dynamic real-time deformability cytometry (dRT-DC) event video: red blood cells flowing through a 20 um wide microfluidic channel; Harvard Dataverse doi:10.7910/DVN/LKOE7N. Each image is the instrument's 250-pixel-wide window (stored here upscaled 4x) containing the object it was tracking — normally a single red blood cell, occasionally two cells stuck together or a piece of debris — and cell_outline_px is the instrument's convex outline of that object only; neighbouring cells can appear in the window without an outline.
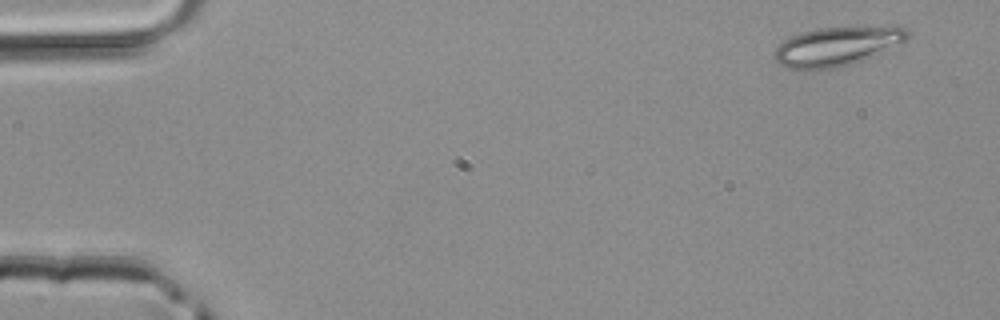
{"species": "common noctule bat (a hibernating species)", "species_latin": "Nyctalus noctula", "temperature_condition": "room temperature", "stored_images_in_passage": 4, "camera_frame_rate_fps": 3000, "um_per_image_px": 0.085, "animal": {"sex": "male", "body_mass_g": 20.4}, "frame": {"image": 1, "passage_image": 1, "time_ms": 0.0, "image_size_px": [1000, 320], "cell_outline_px": [[908, 36], [904, 40], [872, 56], [852, 64], [836, 68], [804, 72], [784, 68], [772, 56], [776, 48], [784, 40], [792, 36], [804, 32], [820, 28], [892, 24], [896, 24], [904, 28], [908, 32]], "centroid_in_image_um": [71.1, 3.94], "position_along_channel_um": 13.9, "area_um2": 30.92}}